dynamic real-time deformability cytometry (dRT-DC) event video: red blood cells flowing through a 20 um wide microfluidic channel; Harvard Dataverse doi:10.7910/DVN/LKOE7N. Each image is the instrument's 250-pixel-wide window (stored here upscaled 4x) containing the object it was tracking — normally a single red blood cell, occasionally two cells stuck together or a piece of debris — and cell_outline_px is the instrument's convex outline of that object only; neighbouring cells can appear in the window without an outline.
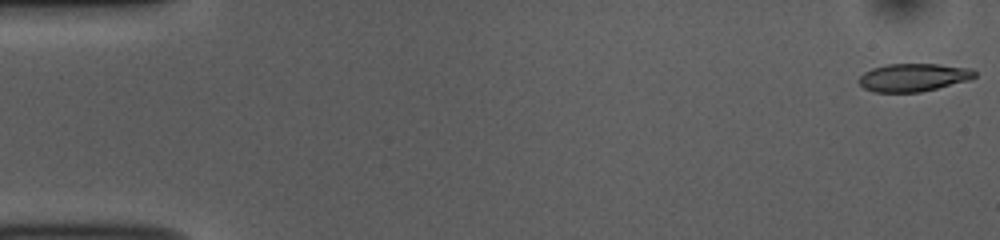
{"species": "common noctule bat (a hibernating species)", "species_latin": "Nyctalus noctula", "temperature_condition": "room temperature", "stored_images_in_passage": 52, "camera_frame_rate_fps": 3000, "um_per_image_px": 0.085, "animal": {"sex": "female", "body_mass_g": 10.0, "forearm_length_mm": 53.1}, "frame": {"image": 1, "passage_image": 1, "time_ms": 0.0, "image_size_px": [1000, 240], "cell_outline_px": [[976, 76], [968, 80], [920, 92], [876, 92], [864, 88], [860, 84], [860, 76], [864, 72], [872, 68], [888, 64], [936, 64], [972, 68], [976, 72]], "centroid_in_image_um": [77.64, 6.57], "position_along_channel_um": 7.4, "area_um2": 18.67}}
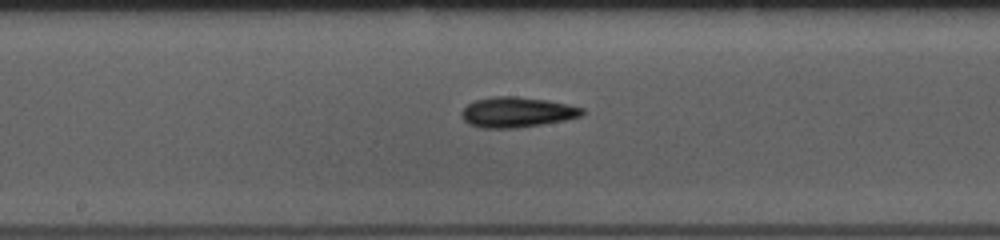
{"frame": {"image": 2, "passage_image": 27, "time_ms": 8.667, "image_size_px": [1000, 240], "cell_outline_px": [[584, 112], [580, 116], [564, 120], [544, 124], [516, 128], [480, 128], [468, 124], [460, 116], [460, 112], [468, 104], [476, 100], [492, 96], [516, 96], [548, 100], [568, 104], [584, 108]], "centroid_in_image_um": [43.91, 9.54], "position_along_channel_um": 204.3, "area_um2": 21.44}}
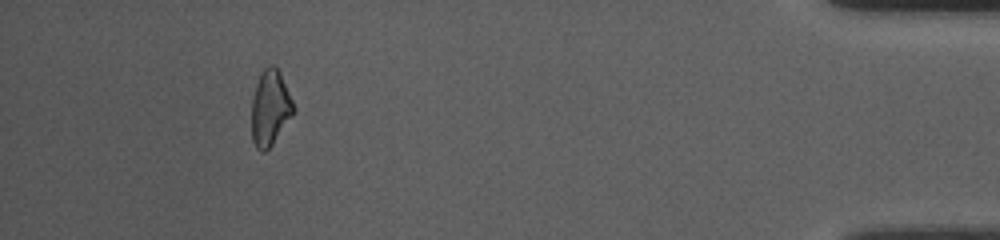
{"frame": {"image": 3, "passage_image": 48, "time_ms": 15.667, "image_size_px": [1000, 240], "cell_outline_px": [[292, 116], [272, 144], [264, 152], [260, 152], [256, 148], [252, 140], [252, 100], [256, 84], [264, 68], [272, 64], [280, 72], [292, 100]], "centroid_in_image_um": [22.94, 9.19], "position_along_channel_um": 412.3, "area_um2": 17.98}, "authors_computed_cell_mechanics": {"area_um2": 19.2185, "velocity_mm_per_s": 3.8427, "shape_relaxation_time_tau1_ms": 8.1393, "shape_relaxation_time_tau2_ms": null, "deformation_change_tau1": 0.1601, "deformation_change_tau2": null}}